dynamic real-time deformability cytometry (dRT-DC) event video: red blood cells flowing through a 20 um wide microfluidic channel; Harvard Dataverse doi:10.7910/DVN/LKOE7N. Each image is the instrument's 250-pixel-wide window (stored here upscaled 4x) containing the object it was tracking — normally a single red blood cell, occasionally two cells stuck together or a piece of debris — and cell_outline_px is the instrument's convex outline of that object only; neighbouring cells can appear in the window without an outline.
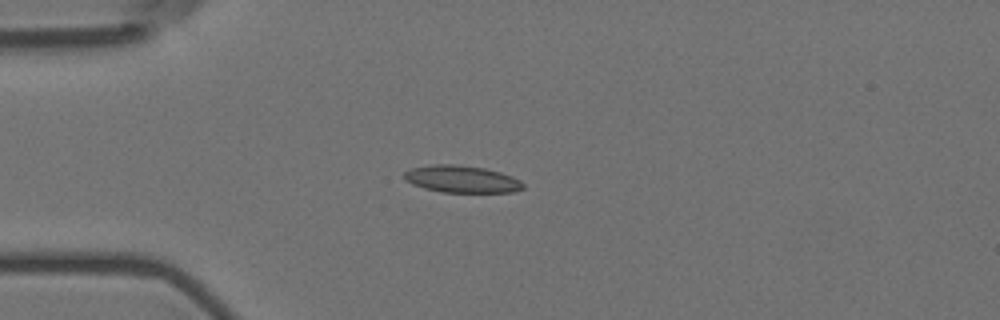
{"species": "Egyptian fruit bat (a non-hibernating species)", "species_latin": "Rousettus aegyptiacus", "temperature_condition": "room temperature", "stored_images_in_passage": 43, "camera_frame_rate_fps": 3000, "um_per_image_px": 0.085, "animal": {"sex": "female"}, "frame": {"image": 1, "passage_image": 1, "time_ms": 0.0, "image_size_px": [1000, 320], "cell_outline_px": [[524, 188], [512, 192], [440, 192], [424, 188], [412, 184], [404, 180], [404, 172], [412, 168], [432, 164], [456, 164], [484, 168], [500, 172], [512, 176], [520, 180], [524, 184]], "centroid_in_image_um": [39.23, 15.22], "position_along_channel_um": 45.8, "area_um2": 18.84}}
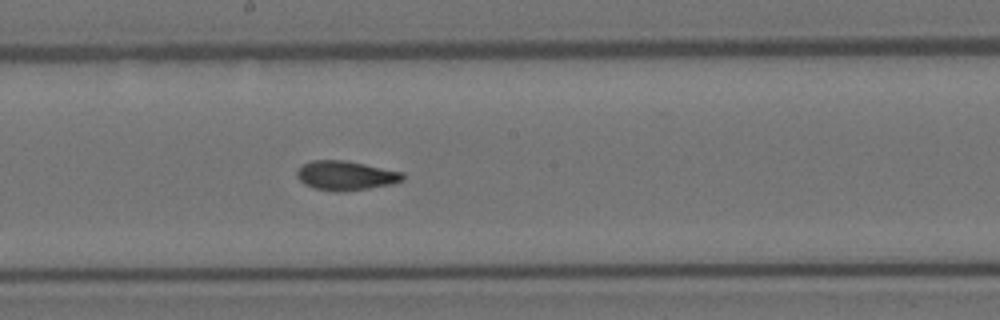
{"frame": {"image": 2, "passage_image": 17, "time_ms": 5.333, "image_size_px": [1000, 320], "cell_outline_px": [[404, 180], [392, 184], [368, 188], [340, 192], [336, 192], [312, 188], [304, 184], [296, 176], [296, 172], [304, 164], [312, 160], [344, 160], [404, 172]], "centroid_in_image_um": [29.38, 14.93], "position_along_channel_um": 218.8, "area_um2": 18.09}}
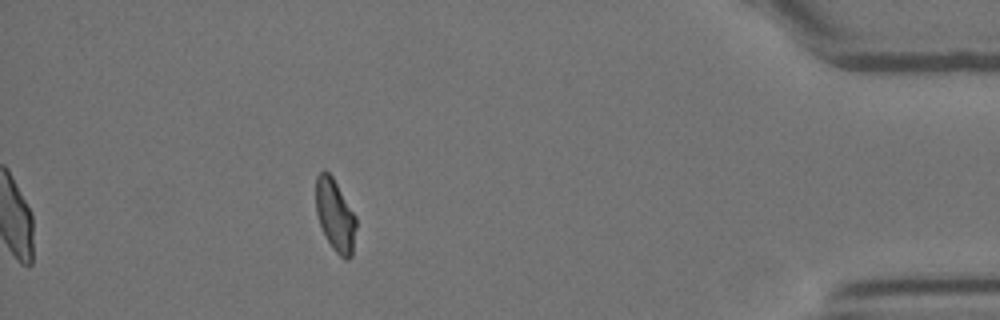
{"frame": {"image": 3, "passage_image": 37, "time_ms": 12.0, "image_size_px": [1000, 320], "cell_outline_px": [[356, 228], [352, 256], [348, 260], [344, 260], [332, 248], [320, 224], [316, 212], [316, 176], [324, 168], [332, 176], [356, 216]], "centroid_in_image_um": [28.5, 18.3], "position_along_channel_um": 406.7, "area_um2": 16.88}, "authors_computed_cell_mechanics": {"area_um2": 17.7446, "velocity_mm_per_s": 3.5799, "shape_relaxation_time_tau1_ms": 10.8453, "shape_relaxation_time_tau2_ms": 1.965, "deformation_change_tau1": 0.2201, "deformation_change_tau2": 0.0846}}